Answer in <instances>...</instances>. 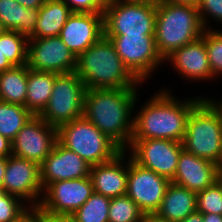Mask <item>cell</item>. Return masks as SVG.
I'll use <instances>...</instances> for the list:
<instances>
[{
	"label": "cell",
	"mask_w": 222,
	"mask_h": 222,
	"mask_svg": "<svg viewBox=\"0 0 222 222\" xmlns=\"http://www.w3.org/2000/svg\"><path fill=\"white\" fill-rule=\"evenodd\" d=\"M138 88L86 90L83 116L122 150L131 144Z\"/></svg>",
	"instance_id": "obj_1"
},
{
	"label": "cell",
	"mask_w": 222,
	"mask_h": 222,
	"mask_svg": "<svg viewBox=\"0 0 222 222\" xmlns=\"http://www.w3.org/2000/svg\"><path fill=\"white\" fill-rule=\"evenodd\" d=\"M196 211V192L171 182L156 214L167 220L180 222Z\"/></svg>",
	"instance_id": "obj_21"
},
{
	"label": "cell",
	"mask_w": 222,
	"mask_h": 222,
	"mask_svg": "<svg viewBox=\"0 0 222 222\" xmlns=\"http://www.w3.org/2000/svg\"><path fill=\"white\" fill-rule=\"evenodd\" d=\"M197 211L201 214L222 215V186L216 180L211 186L196 193Z\"/></svg>",
	"instance_id": "obj_31"
},
{
	"label": "cell",
	"mask_w": 222,
	"mask_h": 222,
	"mask_svg": "<svg viewBox=\"0 0 222 222\" xmlns=\"http://www.w3.org/2000/svg\"><path fill=\"white\" fill-rule=\"evenodd\" d=\"M12 155L11 141L0 134V158Z\"/></svg>",
	"instance_id": "obj_36"
},
{
	"label": "cell",
	"mask_w": 222,
	"mask_h": 222,
	"mask_svg": "<svg viewBox=\"0 0 222 222\" xmlns=\"http://www.w3.org/2000/svg\"><path fill=\"white\" fill-rule=\"evenodd\" d=\"M163 89L151 96L134 116L132 139H166L183 142L191 110L204 98L184 101Z\"/></svg>",
	"instance_id": "obj_2"
},
{
	"label": "cell",
	"mask_w": 222,
	"mask_h": 222,
	"mask_svg": "<svg viewBox=\"0 0 222 222\" xmlns=\"http://www.w3.org/2000/svg\"><path fill=\"white\" fill-rule=\"evenodd\" d=\"M57 142V128L39 115H33L11 142L12 155L34 161L39 165Z\"/></svg>",
	"instance_id": "obj_14"
},
{
	"label": "cell",
	"mask_w": 222,
	"mask_h": 222,
	"mask_svg": "<svg viewBox=\"0 0 222 222\" xmlns=\"http://www.w3.org/2000/svg\"><path fill=\"white\" fill-rule=\"evenodd\" d=\"M93 192L90 176L55 181L44 190L40 207L45 215L70 217Z\"/></svg>",
	"instance_id": "obj_11"
},
{
	"label": "cell",
	"mask_w": 222,
	"mask_h": 222,
	"mask_svg": "<svg viewBox=\"0 0 222 222\" xmlns=\"http://www.w3.org/2000/svg\"><path fill=\"white\" fill-rule=\"evenodd\" d=\"M104 7L112 4L115 0H98Z\"/></svg>",
	"instance_id": "obj_47"
},
{
	"label": "cell",
	"mask_w": 222,
	"mask_h": 222,
	"mask_svg": "<svg viewBox=\"0 0 222 222\" xmlns=\"http://www.w3.org/2000/svg\"><path fill=\"white\" fill-rule=\"evenodd\" d=\"M13 65L10 63V61L2 54L0 51V72H3L7 69L12 68Z\"/></svg>",
	"instance_id": "obj_41"
},
{
	"label": "cell",
	"mask_w": 222,
	"mask_h": 222,
	"mask_svg": "<svg viewBox=\"0 0 222 222\" xmlns=\"http://www.w3.org/2000/svg\"><path fill=\"white\" fill-rule=\"evenodd\" d=\"M28 37L16 31L6 30L0 35V51L13 66L27 63Z\"/></svg>",
	"instance_id": "obj_28"
},
{
	"label": "cell",
	"mask_w": 222,
	"mask_h": 222,
	"mask_svg": "<svg viewBox=\"0 0 222 222\" xmlns=\"http://www.w3.org/2000/svg\"><path fill=\"white\" fill-rule=\"evenodd\" d=\"M57 75L58 73L36 71L28 68L25 107L33 115H40L48 105Z\"/></svg>",
	"instance_id": "obj_23"
},
{
	"label": "cell",
	"mask_w": 222,
	"mask_h": 222,
	"mask_svg": "<svg viewBox=\"0 0 222 222\" xmlns=\"http://www.w3.org/2000/svg\"><path fill=\"white\" fill-rule=\"evenodd\" d=\"M2 190L17 196L24 203L29 202L28 205H40L44 193L40 165L14 155L8 156Z\"/></svg>",
	"instance_id": "obj_13"
},
{
	"label": "cell",
	"mask_w": 222,
	"mask_h": 222,
	"mask_svg": "<svg viewBox=\"0 0 222 222\" xmlns=\"http://www.w3.org/2000/svg\"><path fill=\"white\" fill-rule=\"evenodd\" d=\"M156 5L146 2L115 0L104 7V36L154 35Z\"/></svg>",
	"instance_id": "obj_7"
},
{
	"label": "cell",
	"mask_w": 222,
	"mask_h": 222,
	"mask_svg": "<svg viewBox=\"0 0 222 222\" xmlns=\"http://www.w3.org/2000/svg\"><path fill=\"white\" fill-rule=\"evenodd\" d=\"M86 90L76 72L58 74L48 105L39 116L56 128L82 117Z\"/></svg>",
	"instance_id": "obj_8"
},
{
	"label": "cell",
	"mask_w": 222,
	"mask_h": 222,
	"mask_svg": "<svg viewBox=\"0 0 222 222\" xmlns=\"http://www.w3.org/2000/svg\"><path fill=\"white\" fill-rule=\"evenodd\" d=\"M28 205L0 189V222H12Z\"/></svg>",
	"instance_id": "obj_32"
},
{
	"label": "cell",
	"mask_w": 222,
	"mask_h": 222,
	"mask_svg": "<svg viewBox=\"0 0 222 222\" xmlns=\"http://www.w3.org/2000/svg\"><path fill=\"white\" fill-rule=\"evenodd\" d=\"M142 222H174L160 217L156 213H146L143 215Z\"/></svg>",
	"instance_id": "obj_38"
},
{
	"label": "cell",
	"mask_w": 222,
	"mask_h": 222,
	"mask_svg": "<svg viewBox=\"0 0 222 222\" xmlns=\"http://www.w3.org/2000/svg\"><path fill=\"white\" fill-rule=\"evenodd\" d=\"M75 72L87 90L139 87L114 45L104 35L76 59Z\"/></svg>",
	"instance_id": "obj_3"
},
{
	"label": "cell",
	"mask_w": 222,
	"mask_h": 222,
	"mask_svg": "<svg viewBox=\"0 0 222 222\" xmlns=\"http://www.w3.org/2000/svg\"><path fill=\"white\" fill-rule=\"evenodd\" d=\"M32 116L25 106L0 101V134L12 142Z\"/></svg>",
	"instance_id": "obj_26"
},
{
	"label": "cell",
	"mask_w": 222,
	"mask_h": 222,
	"mask_svg": "<svg viewBox=\"0 0 222 222\" xmlns=\"http://www.w3.org/2000/svg\"><path fill=\"white\" fill-rule=\"evenodd\" d=\"M143 215L127 194L110 199L108 222H142Z\"/></svg>",
	"instance_id": "obj_29"
},
{
	"label": "cell",
	"mask_w": 222,
	"mask_h": 222,
	"mask_svg": "<svg viewBox=\"0 0 222 222\" xmlns=\"http://www.w3.org/2000/svg\"><path fill=\"white\" fill-rule=\"evenodd\" d=\"M44 222H74L70 217L45 215Z\"/></svg>",
	"instance_id": "obj_39"
},
{
	"label": "cell",
	"mask_w": 222,
	"mask_h": 222,
	"mask_svg": "<svg viewBox=\"0 0 222 222\" xmlns=\"http://www.w3.org/2000/svg\"><path fill=\"white\" fill-rule=\"evenodd\" d=\"M72 12L103 13L104 6L98 0H63Z\"/></svg>",
	"instance_id": "obj_34"
},
{
	"label": "cell",
	"mask_w": 222,
	"mask_h": 222,
	"mask_svg": "<svg viewBox=\"0 0 222 222\" xmlns=\"http://www.w3.org/2000/svg\"><path fill=\"white\" fill-rule=\"evenodd\" d=\"M110 199L93 192L90 198L70 218L74 222H108Z\"/></svg>",
	"instance_id": "obj_27"
},
{
	"label": "cell",
	"mask_w": 222,
	"mask_h": 222,
	"mask_svg": "<svg viewBox=\"0 0 222 222\" xmlns=\"http://www.w3.org/2000/svg\"><path fill=\"white\" fill-rule=\"evenodd\" d=\"M161 2L175 3V4H189L197 6L199 0H161Z\"/></svg>",
	"instance_id": "obj_44"
},
{
	"label": "cell",
	"mask_w": 222,
	"mask_h": 222,
	"mask_svg": "<svg viewBox=\"0 0 222 222\" xmlns=\"http://www.w3.org/2000/svg\"><path fill=\"white\" fill-rule=\"evenodd\" d=\"M104 35L103 13L72 12L59 37L78 57Z\"/></svg>",
	"instance_id": "obj_17"
},
{
	"label": "cell",
	"mask_w": 222,
	"mask_h": 222,
	"mask_svg": "<svg viewBox=\"0 0 222 222\" xmlns=\"http://www.w3.org/2000/svg\"><path fill=\"white\" fill-rule=\"evenodd\" d=\"M208 53L213 78L222 75V31L205 29L202 36Z\"/></svg>",
	"instance_id": "obj_30"
},
{
	"label": "cell",
	"mask_w": 222,
	"mask_h": 222,
	"mask_svg": "<svg viewBox=\"0 0 222 222\" xmlns=\"http://www.w3.org/2000/svg\"><path fill=\"white\" fill-rule=\"evenodd\" d=\"M77 57L59 36L28 38V68L36 71L66 74L75 72Z\"/></svg>",
	"instance_id": "obj_12"
},
{
	"label": "cell",
	"mask_w": 222,
	"mask_h": 222,
	"mask_svg": "<svg viewBox=\"0 0 222 222\" xmlns=\"http://www.w3.org/2000/svg\"><path fill=\"white\" fill-rule=\"evenodd\" d=\"M180 222H204L203 216L200 212L196 211L188 215L184 220Z\"/></svg>",
	"instance_id": "obj_40"
},
{
	"label": "cell",
	"mask_w": 222,
	"mask_h": 222,
	"mask_svg": "<svg viewBox=\"0 0 222 222\" xmlns=\"http://www.w3.org/2000/svg\"><path fill=\"white\" fill-rule=\"evenodd\" d=\"M39 9L25 8L16 0H0V21L6 30L29 37L36 27Z\"/></svg>",
	"instance_id": "obj_24"
},
{
	"label": "cell",
	"mask_w": 222,
	"mask_h": 222,
	"mask_svg": "<svg viewBox=\"0 0 222 222\" xmlns=\"http://www.w3.org/2000/svg\"><path fill=\"white\" fill-rule=\"evenodd\" d=\"M7 165V157L0 158V189L2 190L3 178L6 170Z\"/></svg>",
	"instance_id": "obj_43"
},
{
	"label": "cell",
	"mask_w": 222,
	"mask_h": 222,
	"mask_svg": "<svg viewBox=\"0 0 222 222\" xmlns=\"http://www.w3.org/2000/svg\"><path fill=\"white\" fill-rule=\"evenodd\" d=\"M72 11L63 0H46L39 8L34 32L28 38L59 36Z\"/></svg>",
	"instance_id": "obj_22"
},
{
	"label": "cell",
	"mask_w": 222,
	"mask_h": 222,
	"mask_svg": "<svg viewBox=\"0 0 222 222\" xmlns=\"http://www.w3.org/2000/svg\"><path fill=\"white\" fill-rule=\"evenodd\" d=\"M220 101V102H219ZM218 102L216 101V103L221 107V109H222V101L221 100H219Z\"/></svg>",
	"instance_id": "obj_49"
},
{
	"label": "cell",
	"mask_w": 222,
	"mask_h": 222,
	"mask_svg": "<svg viewBox=\"0 0 222 222\" xmlns=\"http://www.w3.org/2000/svg\"><path fill=\"white\" fill-rule=\"evenodd\" d=\"M105 37L110 39L123 64L142 84L165 61L158 53L154 35Z\"/></svg>",
	"instance_id": "obj_9"
},
{
	"label": "cell",
	"mask_w": 222,
	"mask_h": 222,
	"mask_svg": "<svg viewBox=\"0 0 222 222\" xmlns=\"http://www.w3.org/2000/svg\"><path fill=\"white\" fill-rule=\"evenodd\" d=\"M196 7L205 29H213L207 23L211 18L222 24V0H199ZM207 15L210 17L209 19L206 18Z\"/></svg>",
	"instance_id": "obj_33"
},
{
	"label": "cell",
	"mask_w": 222,
	"mask_h": 222,
	"mask_svg": "<svg viewBox=\"0 0 222 222\" xmlns=\"http://www.w3.org/2000/svg\"><path fill=\"white\" fill-rule=\"evenodd\" d=\"M125 153L127 151L122 150L113 159L91 166L89 176L94 192L109 198L127 193L129 160H125Z\"/></svg>",
	"instance_id": "obj_19"
},
{
	"label": "cell",
	"mask_w": 222,
	"mask_h": 222,
	"mask_svg": "<svg viewBox=\"0 0 222 222\" xmlns=\"http://www.w3.org/2000/svg\"><path fill=\"white\" fill-rule=\"evenodd\" d=\"M16 1L25 8H31V9H39L46 2V0H16Z\"/></svg>",
	"instance_id": "obj_37"
},
{
	"label": "cell",
	"mask_w": 222,
	"mask_h": 222,
	"mask_svg": "<svg viewBox=\"0 0 222 222\" xmlns=\"http://www.w3.org/2000/svg\"><path fill=\"white\" fill-rule=\"evenodd\" d=\"M204 222H222V215L219 214H202Z\"/></svg>",
	"instance_id": "obj_42"
},
{
	"label": "cell",
	"mask_w": 222,
	"mask_h": 222,
	"mask_svg": "<svg viewBox=\"0 0 222 222\" xmlns=\"http://www.w3.org/2000/svg\"><path fill=\"white\" fill-rule=\"evenodd\" d=\"M183 148L197 157L222 164V109L212 98H203L188 117Z\"/></svg>",
	"instance_id": "obj_5"
},
{
	"label": "cell",
	"mask_w": 222,
	"mask_h": 222,
	"mask_svg": "<svg viewBox=\"0 0 222 222\" xmlns=\"http://www.w3.org/2000/svg\"><path fill=\"white\" fill-rule=\"evenodd\" d=\"M45 214L40 205H28L12 222H44Z\"/></svg>",
	"instance_id": "obj_35"
},
{
	"label": "cell",
	"mask_w": 222,
	"mask_h": 222,
	"mask_svg": "<svg viewBox=\"0 0 222 222\" xmlns=\"http://www.w3.org/2000/svg\"><path fill=\"white\" fill-rule=\"evenodd\" d=\"M5 31L6 29L4 28L3 24L0 21V35H2Z\"/></svg>",
	"instance_id": "obj_48"
},
{
	"label": "cell",
	"mask_w": 222,
	"mask_h": 222,
	"mask_svg": "<svg viewBox=\"0 0 222 222\" xmlns=\"http://www.w3.org/2000/svg\"><path fill=\"white\" fill-rule=\"evenodd\" d=\"M217 181L222 186V164L217 168Z\"/></svg>",
	"instance_id": "obj_45"
},
{
	"label": "cell",
	"mask_w": 222,
	"mask_h": 222,
	"mask_svg": "<svg viewBox=\"0 0 222 222\" xmlns=\"http://www.w3.org/2000/svg\"><path fill=\"white\" fill-rule=\"evenodd\" d=\"M129 156L139 165L166 177L174 178L182 142L166 139H131Z\"/></svg>",
	"instance_id": "obj_10"
},
{
	"label": "cell",
	"mask_w": 222,
	"mask_h": 222,
	"mask_svg": "<svg viewBox=\"0 0 222 222\" xmlns=\"http://www.w3.org/2000/svg\"><path fill=\"white\" fill-rule=\"evenodd\" d=\"M28 66H13L0 72V101L25 106Z\"/></svg>",
	"instance_id": "obj_25"
},
{
	"label": "cell",
	"mask_w": 222,
	"mask_h": 222,
	"mask_svg": "<svg viewBox=\"0 0 222 222\" xmlns=\"http://www.w3.org/2000/svg\"><path fill=\"white\" fill-rule=\"evenodd\" d=\"M164 60V62H170L176 72L183 78L185 77L184 79L199 82L213 78L205 41L202 37L174 50Z\"/></svg>",
	"instance_id": "obj_18"
},
{
	"label": "cell",
	"mask_w": 222,
	"mask_h": 222,
	"mask_svg": "<svg viewBox=\"0 0 222 222\" xmlns=\"http://www.w3.org/2000/svg\"><path fill=\"white\" fill-rule=\"evenodd\" d=\"M129 159L127 195L144 213H156L165 195L169 179Z\"/></svg>",
	"instance_id": "obj_15"
},
{
	"label": "cell",
	"mask_w": 222,
	"mask_h": 222,
	"mask_svg": "<svg viewBox=\"0 0 222 222\" xmlns=\"http://www.w3.org/2000/svg\"><path fill=\"white\" fill-rule=\"evenodd\" d=\"M91 165L58 141L40 164V180L45 190L55 181L79 179L90 175Z\"/></svg>",
	"instance_id": "obj_16"
},
{
	"label": "cell",
	"mask_w": 222,
	"mask_h": 222,
	"mask_svg": "<svg viewBox=\"0 0 222 222\" xmlns=\"http://www.w3.org/2000/svg\"><path fill=\"white\" fill-rule=\"evenodd\" d=\"M57 141L91 166L107 162L122 151L84 116L58 127Z\"/></svg>",
	"instance_id": "obj_6"
},
{
	"label": "cell",
	"mask_w": 222,
	"mask_h": 222,
	"mask_svg": "<svg viewBox=\"0 0 222 222\" xmlns=\"http://www.w3.org/2000/svg\"><path fill=\"white\" fill-rule=\"evenodd\" d=\"M128 1L146 2V3L155 4V5L161 2V0H128Z\"/></svg>",
	"instance_id": "obj_46"
},
{
	"label": "cell",
	"mask_w": 222,
	"mask_h": 222,
	"mask_svg": "<svg viewBox=\"0 0 222 222\" xmlns=\"http://www.w3.org/2000/svg\"><path fill=\"white\" fill-rule=\"evenodd\" d=\"M217 168L218 165L215 163L183 149L171 182L197 193L211 186L217 180Z\"/></svg>",
	"instance_id": "obj_20"
},
{
	"label": "cell",
	"mask_w": 222,
	"mask_h": 222,
	"mask_svg": "<svg viewBox=\"0 0 222 222\" xmlns=\"http://www.w3.org/2000/svg\"><path fill=\"white\" fill-rule=\"evenodd\" d=\"M204 30L196 6L166 2L156 5L154 38L163 59L174 50L199 39Z\"/></svg>",
	"instance_id": "obj_4"
}]
</instances>
